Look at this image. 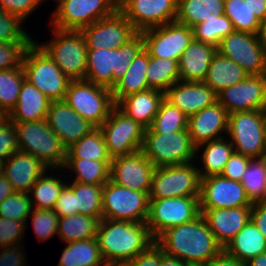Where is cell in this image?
Wrapping results in <instances>:
<instances>
[{
	"instance_id": "60d3db41",
	"label": "cell",
	"mask_w": 266,
	"mask_h": 266,
	"mask_svg": "<svg viewBox=\"0 0 266 266\" xmlns=\"http://www.w3.org/2000/svg\"><path fill=\"white\" fill-rule=\"evenodd\" d=\"M75 194L76 213L102 219V195L104 185L67 182Z\"/></svg>"
},
{
	"instance_id": "f5cc1de1",
	"label": "cell",
	"mask_w": 266,
	"mask_h": 266,
	"mask_svg": "<svg viewBox=\"0 0 266 266\" xmlns=\"http://www.w3.org/2000/svg\"><path fill=\"white\" fill-rule=\"evenodd\" d=\"M32 42L0 43V70L18 68L22 65L23 55Z\"/></svg>"
},
{
	"instance_id": "9a60e30c",
	"label": "cell",
	"mask_w": 266,
	"mask_h": 266,
	"mask_svg": "<svg viewBox=\"0 0 266 266\" xmlns=\"http://www.w3.org/2000/svg\"><path fill=\"white\" fill-rule=\"evenodd\" d=\"M217 52L236 62L247 75H266V48L258 34L234 30L220 41Z\"/></svg>"
},
{
	"instance_id": "ffe728a7",
	"label": "cell",
	"mask_w": 266,
	"mask_h": 266,
	"mask_svg": "<svg viewBox=\"0 0 266 266\" xmlns=\"http://www.w3.org/2000/svg\"><path fill=\"white\" fill-rule=\"evenodd\" d=\"M228 114L262 110L266 103V75H247L242 81L217 94Z\"/></svg>"
},
{
	"instance_id": "52a82bcc",
	"label": "cell",
	"mask_w": 266,
	"mask_h": 266,
	"mask_svg": "<svg viewBox=\"0 0 266 266\" xmlns=\"http://www.w3.org/2000/svg\"><path fill=\"white\" fill-rule=\"evenodd\" d=\"M64 101L95 128L105 122L116 106L111 89L87 80H71Z\"/></svg>"
},
{
	"instance_id": "ee69618b",
	"label": "cell",
	"mask_w": 266,
	"mask_h": 266,
	"mask_svg": "<svg viewBox=\"0 0 266 266\" xmlns=\"http://www.w3.org/2000/svg\"><path fill=\"white\" fill-rule=\"evenodd\" d=\"M224 14L235 31L258 34L261 21L251 12L249 0H225Z\"/></svg>"
},
{
	"instance_id": "4316f807",
	"label": "cell",
	"mask_w": 266,
	"mask_h": 266,
	"mask_svg": "<svg viewBox=\"0 0 266 266\" xmlns=\"http://www.w3.org/2000/svg\"><path fill=\"white\" fill-rule=\"evenodd\" d=\"M216 52V46L193 39L178 62L180 81L203 82Z\"/></svg>"
},
{
	"instance_id": "89a4df30",
	"label": "cell",
	"mask_w": 266,
	"mask_h": 266,
	"mask_svg": "<svg viewBox=\"0 0 266 266\" xmlns=\"http://www.w3.org/2000/svg\"><path fill=\"white\" fill-rule=\"evenodd\" d=\"M127 0H114L116 7L119 9Z\"/></svg>"
},
{
	"instance_id": "f35d334b",
	"label": "cell",
	"mask_w": 266,
	"mask_h": 266,
	"mask_svg": "<svg viewBox=\"0 0 266 266\" xmlns=\"http://www.w3.org/2000/svg\"><path fill=\"white\" fill-rule=\"evenodd\" d=\"M66 158L112 161L100 128H94L67 148Z\"/></svg>"
},
{
	"instance_id": "8d00e7d4",
	"label": "cell",
	"mask_w": 266,
	"mask_h": 266,
	"mask_svg": "<svg viewBox=\"0 0 266 266\" xmlns=\"http://www.w3.org/2000/svg\"><path fill=\"white\" fill-rule=\"evenodd\" d=\"M54 170L59 173L57 172L59 169L52 168L50 169V174L52 172V175L49 176L47 175L49 172H45L32 186L29 193L32 208L53 210L61 190L67 184L63 177L60 179L53 175V172L55 174Z\"/></svg>"
},
{
	"instance_id": "f546056e",
	"label": "cell",
	"mask_w": 266,
	"mask_h": 266,
	"mask_svg": "<svg viewBox=\"0 0 266 266\" xmlns=\"http://www.w3.org/2000/svg\"><path fill=\"white\" fill-rule=\"evenodd\" d=\"M200 152L202 154H199ZM233 152L234 148L226 136L198 145L195 157L197 161L199 160L197 157H200L201 160L202 166L201 164L197 166L200 177L206 178L221 175L225 164Z\"/></svg>"
},
{
	"instance_id": "5b68a950",
	"label": "cell",
	"mask_w": 266,
	"mask_h": 266,
	"mask_svg": "<svg viewBox=\"0 0 266 266\" xmlns=\"http://www.w3.org/2000/svg\"><path fill=\"white\" fill-rule=\"evenodd\" d=\"M25 79L51 101L64 100L71 81L49 55L33 40L24 52Z\"/></svg>"
},
{
	"instance_id": "11a10c76",
	"label": "cell",
	"mask_w": 266,
	"mask_h": 266,
	"mask_svg": "<svg viewBox=\"0 0 266 266\" xmlns=\"http://www.w3.org/2000/svg\"><path fill=\"white\" fill-rule=\"evenodd\" d=\"M251 160L249 157L233 152L225 164L221 175L230 180L241 182L242 176Z\"/></svg>"
},
{
	"instance_id": "7bdbcfd3",
	"label": "cell",
	"mask_w": 266,
	"mask_h": 266,
	"mask_svg": "<svg viewBox=\"0 0 266 266\" xmlns=\"http://www.w3.org/2000/svg\"><path fill=\"white\" fill-rule=\"evenodd\" d=\"M187 128L188 116L164 99L152 125L145 129V133H174Z\"/></svg>"
},
{
	"instance_id": "4fadbf2b",
	"label": "cell",
	"mask_w": 266,
	"mask_h": 266,
	"mask_svg": "<svg viewBox=\"0 0 266 266\" xmlns=\"http://www.w3.org/2000/svg\"><path fill=\"white\" fill-rule=\"evenodd\" d=\"M199 197L150 199L146 224L153 239L171 227L196 219L201 214Z\"/></svg>"
},
{
	"instance_id": "03108f58",
	"label": "cell",
	"mask_w": 266,
	"mask_h": 266,
	"mask_svg": "<svg viewBox=\"0 0 266 266\" xmlns=\"http://www.w3.org/2000/svg\"><path fill=\"white\" fill-rule=\"evenodd\" d=\"M245 266H266V252L253 257Z\"/></svg>"
},
{
	"instance_id": "cb8c5ba5",
	"label": "cell",
	"mask_w": 266,
	"mask_h": 266,
	"mask_svg": "<svg viewBox=\"0 0 266 266\" xmlns=\"http://www.w3.org/2000/svg\"><path fill=\"white\" fill-rule=\"evenodd\" d=\"M228 112L218 101L188 117L192 143L200 144L224 138L228 132ZM224 133V134H223Z\"/></svg>"
},
{
	"instance_id": "f1b7e54d",
	"label": "cell",
	"mask_w": 266,
	"mask_h": 266,
	"mask_svg": "<svg viewBox=\"0 0 266 266\" xmlns=\"http://www.w3.org/2000/svg\"><path fill=\"white\" fill-rule=\"evenodd\" d=\"M163 100L164 92L147 89L122 98L116 106L129 118L149 128Z\"/></svg>"
},
{
	"instance_id": "8fae6325",
	"label": "cell",
	"mask_w": 266,
	"mask_h": 266,
	"mask_svg": "<svg viewBox=\"0 0 266 266\" xmlns=\"http://www.w3.org/2000/svg\"><path fill=\"white\" fill-rule=\"evenodd\" d=\"M117 10L114 0H58L49 24L58 30L80 31Z\"/></svg>"
},
{
	"instance_id": "003e7915",
	"label": "cell",
	"mask_w": 266,
	"mask_h": 266,
	"mask_svg": "<svg viewBox=\"0 0 266 266\" xmlns=\"http://www.w3.org/2000/svg\"><path fill=\"white\" fill-rule=\"evenodd\" d=\"M258 37L260 38L263 46L266 48V17L260 23V30L258 33Z\"/></svg>"
},
{
	"instance_id": "681fc988",
	"label": "cell",
	"mask_w": 266,
	"mask_h": 266,
	"mask_svg": "<svg viewBox=\"0 0 266 266\" xmlns=\"http://www.w3.org/2000/svg\"><path fill=\"white\" fill-rule=\"evenodd\" d=\"M23 21L0 8V43L32 42V36L23 29Z\"/></svg>"
},
{
	"instance_id": "e0dca14e",
	"label": "cell",
	"mask_w": 266,
	"mask_h": 266,
	"mask_svg": "<svg viewBox=\"0 0 266 266\" xmlns=\"http://www.w3.org/2000/svg\"><path fill=\"white\" fill-rule=\"evenodd\" d=\"M80 31L85 38L87 49H118L138 33L119 10Z\"/></svg>"
},
{
	"instance_id": "5bb4252c",
	"label": "cell",
	"mask_w": 266,
	"mask_h": 266,
	"mask_svg": "<svg viewBox=\"0 0 266 266\" xmlns=\"http://www.w3.org/2000/svg\"><path fill=\"white\" fill-rule=\"evenodd\" d=\"M99 128L111 158L142 149L146 128L129 118L117 106Z\"/></svg>"
},
{
	"instance_id": "d590c367",
	"label": "cell",
	"mask_w": 266,
	"mask_h": 266,
	"mask_svg": "<svg viewBox=\"0 0 266 266\" xmlns=\"http://www.w3.org/2000/svg\"><path fill=\"white\" fill-rule=\"evenodd\" d=\"M111 161H92L81 158H66L60 171L68 169L73 171V182L82 184L104 185L110 180Z\"/></svg>"
},
{
	"instance_id": "34e18365",
	"label": "cell",
	"mask_w": 266,
	"mask_h": 266,
	"mask_svg": "<svg viewBox=\"0 0 266 266\" xmlns=\"http://www.w3.org/2000/svg\"><path fill=\"white\" fill-rule=\"evenodd\" d=\"M1 169H2V163L0 162V172H1Z\"/></svg>"
},
{
	"instance_id": "b9f144b4",
	"label": "cell",
	"mask_w": 266,
	"mask_h": 266,
	"mask_svg": "<svg viewBox=\"0 0 266 266\" xmlns=\"http://www.w3.org/2000/svg\"><path fill=\"white\" fill-rule=\"evenodd\" d=\"M24 79L22 65L18 68L0 70V116H7L16 106Z\"/></svg>"
},
{
	"instance_id": "753ad0ef",
	"label": "cell",
	"mask_w": 266,
	"mask_h": 266,
	"mask_svg": "<svg viewBox=\"0 0 266 266\" xmlns=\"http://www.w3.org/2000/svg\"><path fill=\"white\" fill-rule=\"evenodd\" d=\"M100 266H116V265L109 264V263H104V264H102V265H100Z\"/></svg>"
},
{
	"instance_id": "1f68e13d",
	"label": "cell",
	"mask_w": 266,
	"mask_h": 266,
	"mask_svg": "<svg viewBox=\"0 0 266 266\" xmlns=\"http://www.w3.org/2000/svg\"><path fill=\"white\" fill-rule=\"evenodd\" d=\"M246 76L241 66L216 52L203 82L218 94L223 89L239 83Z\"/></svg>"
},
{
	"instance_id": "2644e50d",
	"label": "cell",
	"mask_w": 266,
	"mask_h": 266,
	"mask_svg": "<svg viewBox=\"0 0 266 266\" xmlns=\"http://www.w3.org/2000/svg\"><path fill=\"white\" fill-rule=\"evenodd\" d=\"M263 162L264 169H265V177H266V152L260 158Z\"/></svg>"
},
{
	"instance_id": "484cf974",
	"label": "cell",
	"mask_w": 266,
	"mask_h": 266,
	"mask_svg": "<svg viewBox=\"0 0 266 266\" xmlns=\"http://www.w3.org/2000/svg\"><path fill=\"white\" fill-rule=\"evenodd\" d=\"M49 170L50 168L35 156L18 151L2 162L1 172L15 192L29 194L37 179Z\"/></svg>"
},
{
	"instance_id": "30bf717a",
	"label": "cell",
	"mask_w": 266,
	"mask_h": 266,
	"mask_svg": "<svg viewBox=\"0 0 266 266\" xmlns=\"http://www.w3.org/2000/svg\"><path fill=\"white\" fill-rule=\"evenodd\" d=\"M149 193L119 186L109 180L103 186L102 219L147 222Z\"/></svg>"
},
{
	"instance_id": "8c879c8a",
	"label": "cell",
	"mask_w": 266,
	"mask_h": 266,
	"mask_svg": "<svg viewBox=\"0 0 266 266\" xmlns=\"http://www.w3.org/2000/svg\"><path fill=\"white\" fill-rule=\"evenodd\" d=\"M188 266H207V263H189Z\"/></svg>"
},
{
	"instance_id": "be15d7a7",
	"label": "cell",
	"mask_w": 266,
	"mask_h": 266,
	"mask_svg": "<svg viewBox=\"0 0 266 266\" xmlns=\"http://www.w3.org/2000/svg\"><path fill=\"white\" fill-rule=\"evenodd\" d=\"M14 192V188L9 180L0 172V203Z\"/></svg>"
},
{
	"instance_id": "83f0119b",
	"label": "cell",
	"mask_w": 266,
	"mask_h": 266,
	"mask_svg": "<svg viewBox=\"0 0 266 266\" xmlns=\"http://www.w3.org/2000/svg\"><path fill=\"white\" fill-rule=\"evenodd\" d=\"M51 100L24 79L16 106L6 116L12 122L46 120Z\"/></svg>"
},
{
	"instance_id": "2e32d148",
	"label": "cell",
	"mask_w": 266,
	"mask_h": 266,
	"mask_svg": "<svg viewBox=\"0 0 266 266\" xmlns=\"http://www.w3.org/2000/svg\"><path fill=\"white\" fill-rule=\"evenodd\" d=\"M144 49L150 57L172 59L179 62L183 51L194 39L193 30L177 21L140 32Z\"/></svg>"
},
{
	"instance_id": "a7ac6f4b",
	"label": "cell",
	"mask_w": 266,
	"mask_h": 266,
	"mask_svg": "<svg viewBox=\"0 0 266 266\" xmlns=\"http://www.w3.org/2000/svg\"><path fill=\"white\" fill-rule=\"evenodd\" d=\"M263 114V119H264V126H265V136H266V103L264 104L263 109L261 110Z\"/></svg>"
},
{
	"instance_id": "bcb514c9",
	"label": "cell",
	"mask_w": 266,
	"mask_h": 266,
	"mask_svg": "<svg viewBox=\"0 0 266 266\" xmlns=\"http://www.w3.org/2000/svg\"><path fill=\"white\" fill-rule=\"evenodd\" d=\"M194 40L218 46L220 41L234 31L231 20L222 14L216 19L206 20L193 28Z\"/></svg>"
},
{
	"instance_id": "4dcf8cb0",
	"label": "cell",
	"mask_w": 266,
	"mask_h": 266,
	"mask_svg": "<svg viewBox=\"0 0 266 266\" xmlns=\"http://www.w3.org/2000/svg\"><path fill=\"white\" fill-rule=\"evenodd\" d=\"M149 64V53L143 49L130 63L125 75L111 89L115 104L122 98L149 89L146 71Z\"/></svg>"
},
{
	"instance_id": "836d02e7",
	"label": "cell",
	"mask_w": 266,
	"mask_h": 266,
	"mask_svg": "<svg viewBox=\"0 0 266 266\" xmlns=\"http://www.w3.org/2000/svg\"><path fill=\"white\" fill-rule=\"evenodd\" d=\"M225 0H178L176 21L191 29L224 14Z\"/></svg>"
},
{
	"instance_id": "91938a15",
	"label": "cell",
	"mask_w": 266,
	"mask_h": 266,
	"mask_svg": "<svg viewBox=\"0 0 266 266\" xmlns=\"http://www.w3.org/2000/svg\"><path fill=\"white\" fill-rule=\"evenodd\" d=\"M251 221L266 239V201L252 204Z\"/></svg>"
},
{
	"instance_id": "94428289",
	"label": "cell",
	"mask_w": 266,
	"mask_h": 266,
	"mask_svg": "<svg viewBox=\"0 0 266 266\" xmlns=\"http://www.w3.org/2000/svg\"><path fill=\"white\" fill-rule=\"evenodd\" d=\"M207 266H245V264L223 249L217 256L207 262Z\"/></svg>"
},
{
	"instance_id": "d6a6232c",
	"label": "cell",
	"mask_w": 266,
	"mask_h": 266,
	"mask_svg": "<svg viewBox=\"0 0 266 266\" xmlns=\"http://www.w3.org/2000/svg\"><path fill=\"white\" fill-rule=\"evenodd\" d=\"M224 250L245 264L253 257L266 252V239L250 219Z\"/></svg>"
},
{
	"instance_id": "7c38bea8",
	"label": "cell",
	"mask_w": 266,
	"mask_h": 266,
	"mask_svg": "<svg viewBox=\"0 0 266 266\" xmlns=\"http://www.w3.org/2000/svg\"><path fill=\"white\" fill-rule=\"evenodd\" d=\"M195 164L200 163L156 167L149 199L200 196L201 177Z\"/></svg>"
},
{
	"instance_id": "3957f363",
	"label": "cell",
	"mask_w": 266,
	"mask_h": 266,
	"mask_svg": "<svg viewBox=\"0 0 266 266\" xmlns=\"http://www.w3.org/2000/svg\"><path fill=\"white\" fill-rule=\"evenodd\" d=\"M143 49L141 33L118 49H87L85 80L112 89Z\"/></svg>"
},
{
	"instance_id": "d4e9b609",
	"label": "cell",
	"mask_w": 266,
	"mask_h": 266,
	"mask_svg": "<svg viewBox=\"0 0 266 266\" xmlns=\"http://www.w3.org/2000/svg\"><path fill=\"white\" fill-rule=\"evenodd\" d=\"M164 99L189 117L216 103L217 94L204 82L179 80L164 93Z\"/></svg>"
},
{
	"instance_id": "6f0895ef",
	"label": "cell",
	"mask_w": 266,
	"mask_h": 266,
	"mask_svg": "<svg viewBox=\"0 0 266 266\" xmlns=\"http://www.w3.org/2000/svg\"><path fill=\"white\" fill-rule=\"evenodd\" d=\"M53 211L58 217L77 214L75 208V194L68 184H66L61 190Z\"/></svg>"
},
{
	"instance_id": "db71d44e",
	"label": "cell",
	"mask_w": 266,
	"mask_h": 266,
	"mask_svg": "<svg viewBox=\"0 0 266 266\" xmlns=\"http://www.w3.org/2000/svg\"><path fill=\"white\" fill-rule=\"evenodd\" d=\"M42 3L41 0H0V8L25 21Z\"/></svg>"
},
{
	"instance_id": "7dc6e473",
	"label": "cell",
	"mask_w": 266,
	"mask_h": 266,
	"mask_svg": "<svg viewBox=\"0 0 266 266\" xmlns=\"http://www.w3.org/2000/svg\"><path fill=\"white\" fill-rule=\"evenodd\" d=\"M31 214L27 220L31 219L33 232L39 242L57 234L59 217L53 210L32 208Z\"/></svg>"
},
{
	"instance_id": "e575fe53",
	"label": "cell",
	"mask_w": 266,
	"mask_h": 266,
	"mask_svg": "<svg viewBox=\"0 0 266 266\" xmlns=\"http://www.w3.org/2000/svg\"><path fill=\"white\" fill-rule=\"evenodd\" d=\"M65 244L57 266H100L105 263L96 237Z\"/></svg>"
},
{
	"instance_id": "277c9868",
	"label": "cell",
	"mask_w": 266,
	"mask_h": 266,
	"mask_svg": "<svg viewBox=\"0 0 266 266\" xmlns=\"http://www.w3.org/2000/svg\"><path fill=\"white\" fill-rule=\"evenodd\" d=\"M19 151L31 154L50 169H62L67 148L46 120L13 122Z\"/></svg>"
},
{
	"instance_id": "816d5d0a",
	"label": "cell",
	"mask_w": 266,
	"mask_h": 266,
	"mask_svg": "<svg viewBox=\"0 0 266 266\" xmlns=\"http://www.w3.org/2000/svg\"><path fill=\"white\" fill-rule=\"evenodd\" d=\"M18 151L17 133L13 122L6 116H0V162Z\"/></svg>"
},
{
	"instance_id": "603a6c76",
	"label": "cell",
	"mask_w": 266,
	"mask_h": 266,
	"mask_svg": "<svg viewBox=\"0 0 266 266\" xmlns=\"http://www.w3.org/2000/svg\"><path fill=\"white\" fill-rule=\"evenodd\" d=\"M252 206L200 209L217 242L223 247L244 228L251 219Z\"/></svg>"
},
{
	"instance_id": "680465c9",
	"label": "cell",
	"mask_w": 266,
	"mask_h": 266,
	"mask_svg": "<svg viewBox=\"0 0 266 266\" xmlns=\"http://www.w3.org/2000/svg\"><path fill=\"white\" fill-rule=\"evenodd\" d=\"M23 246V244H19L0 247V266H27Z\"/></svg>"
},
{
	"instance_id": "f6af8a7d",
	"label": "cell",
	"mask_w": 266,
	"mask_h": 266,
	"mask_svg": "<svg viewBox=\"0 0 266 266\" xmlns=\"http://www.w3.org/2000/svg\"><path fill=\"white\" fill-rule=\"evenodd\" d=\"M241 184L252 204L266 201V177L261 159H252L250 161L242 176Z\"/></svg>"
},
{
	"instance_id": "ba28073f",
	"label": "cell",
	"mask_w": 266,
	"mask_h": 266,
	"mask_svg": "<svg viewBox=\"0 0 266 266\" xmlns=\"http://www.w3.org/2000/svg\"><path fill=\"white\" fill-rule=\"evenodd\" d=\"M141 150L155 167L196 161V146L192 143L188 128L174 133H144Z\"/></svg>"
},
{
	"instance_id": "6da1fadb",
	"label": "cell",
	"mask_w": 266,
	"mask_h": 266,
	"mask_svg": "<svg viewBox=\"0 0 266 266\" xmlns=\"http://www.w3.org/2000/svg\"><path fill=\"white\" fill-rule=\"evenodd\" d=\"M155 241L164 254L188 264L207 263L223 250L202 214L190 222L167 229Z\"/></svg>"
},
{
	"instance_id": "7a4b0ae2",
	"label": "cell",
	"mask_w": 266,
	"mask_h": 266,
	"mask_svg": "<svg viewBox=\"0 0 266 266\" xmlns=\"http://www.w3.org/2000/svg\"><path fill=\"white\" fill-rule=\"evenodd\" d=\"M96 238L105 263L125 266L155 240L146 222L101 219Z\"/></svg>"
},
{
	"instance_id": "9c48e42d",
	"label": "cell",
	"mask_w": 266,
	"mask_h": 266,
	"mask_svg": "<svg viewBox=\"0 0 266 266\" xmlns=\"http://www.w3.org/2000/svg\"><path fill=\"white\" fill-rule=\"evenodd\" d=\"M226 136L234 152L251 159H260L266 152L265 126L261 110L229 114Z\"/></svg>"
},
{
	"instance_id": "74e56055",
	"label": "cell",
	"mask_w": 266,
	"mask_h": 266,
	"mask_svg": "<svg viewBox=\"0 0 266 266\" xmlns=\"http://www.w3.org/2000/svg\"><path fill=\"white\" fill-rule=\"evenodd\" d=\"M99 221L95 217L79 213L59 217L57 234L68 243L96 237Z\"/></svg>"
},
{
	"instance_id": "c3c4849f",
	"label": "cell",
	"mask_w": 266,
	"mask_h": 266,
	"mask_svg": "<svg viewBox=\"0 0 266 266\" xmlns=\"http://www.w3.org/2000/svg\"><path fill=\"white\" fill-rule=\"evenodd\" d=\"M32 204L28 193L14 192L0 203V217L26 222Z\"/></svg>"
},
{
	"instance_id": "7402d4cb",
	"label": "cell",
	"mask_w": 266,
	"mask_h": 266,
	"mask_svg": "<svg viewBox=\"0 0 266 266\" xmlns=\"http://www.w3.org/2000/svg\"><path fill=\"white\" fill-rule=\"evenodd\" d=\"M46 121L66 148H69L95 128L64 100L51 101Z\"/></svg>"
},
{
	"instance_id": "e7e4bbea",
	"label": "cell",
	"mask_w": 266,
	"mask_h": 266,
	"mask_svg": "<svg viewBox=\"0 0 266 266\" xmlns=\"http://www.w3.org/2000/svg\"><path fill=\"white\" fill-rule=\"evenodd\" d=\"M160 266H188V263L164 254L161 258Z\"/></svg>"
},
{
	"instance_id": "ac0fdd59",
	"label": "cell",
	"mask_w": 266,
	"mask_h": 266,
	"mask_svg": "<svg viewBox=\"0 0 266 266\" xmlns=\"http://www.w3.org/2000/svg\"><path fill=\"white\" fill-rule=\"evenodd\" d=\"M155 166L142 150L112 158L110 180L128 189L150 193Z\"/></svg>"
},
{
	"instance_id": "d6986e66",
	"label": "cell",
	"mask_w": 266,
	"mask_h": 266,
	"mask_svg": "<svg viewBox=\"0 0 266 266\" xmlns=\"http://www.w3.org/2000/svg\"><path fill=\"white\" fill-rule=\"evenodd\" d=\"M178 0H127L118 10L140 33L176 21Z\"/></svg>"
},
{
	"instance_id": "44dd1931",
	"label": "cell",
	"mask_w": 266,
	"mask_h": 266,
	"mask_svg": "<svg viewBox=\"0 0 266 266\" xmlns=\"http://www.w3.org/2000/svg\"><path fill=\"white\" fill-rule=\"evenodd\" d=\"M200 209L252 206L241 182L222 175L201 178Z\"/></svg>"
},
{
	"instance_id": "f907efd6",
	"label": "cell",
	"mask_w": 266,
	"mask_h": 266,
	"mask_svg": "<svg viewBox=\"0 0 266 266\" xmlns=\"http://www.w3.org/2000/svg\"><path fill=\"white\" fill-rule=\"evenodd\" d=\"M27 223L0 217V247L23 244Z\"/></svg>"
},
{
	"instance_id": "6125c7cd",
	"label": "cell",
	"mask_w": 266,
	"mask_h": 266,
	"mask_svg": "<svg viewBox=\"0 0 266 266\" xmlns=\"http://www.w3.org/2000/svg\"><path fill=\"white\" fill-rule=\"evenodd\" d=\"M251 12L260 20L266 17V0H249Z\"/></svg>"
},
{
	"instance_id": "8992f818",
	"label": "cell",
	"mask_w": 266,
	"mask_h": 266,
	"mask_svg": "<svg viewBox=\"0 0 266 266\" xmlns=\"http://www.w3.org/2000/svg\"><path fill=\"white\" fill-rule=\"evenodd\" d=\"M53 40H34L71 80H85L87 45L81 31L52 28Z\"/></svg>"
},
{
	"instance_id": "9f6ffc18",
	"label": "cell",
	"mask_w": 266,
	"mask_h": 266,
	"mask_svg": "<svg viewBox=\"0 0 266 266\" xmlns=\"http://www.w3.org/2000/svg\"><path fill=\"white\" fill-rule=\"evenodd\" d=\"M163 255L162 247L154 241L125 266H160Z\"/></svg>"
},
{
	"instance_id": "ab89813d",
	"label": "cell",
	"mask_w": 266,
	"mask_h": 266,
	"mask_svg": "<svg viewBox=\"0 0 266 266\" xmlns=\"http://www.w3.org/2000/svg\"><path fill=\"white\" fill-rule=\"evenodd\" d=\"M146 79L149 89L165 93L173 84L180 80L178 61L149 56Z\"/></svg>"
}]
</instances>
